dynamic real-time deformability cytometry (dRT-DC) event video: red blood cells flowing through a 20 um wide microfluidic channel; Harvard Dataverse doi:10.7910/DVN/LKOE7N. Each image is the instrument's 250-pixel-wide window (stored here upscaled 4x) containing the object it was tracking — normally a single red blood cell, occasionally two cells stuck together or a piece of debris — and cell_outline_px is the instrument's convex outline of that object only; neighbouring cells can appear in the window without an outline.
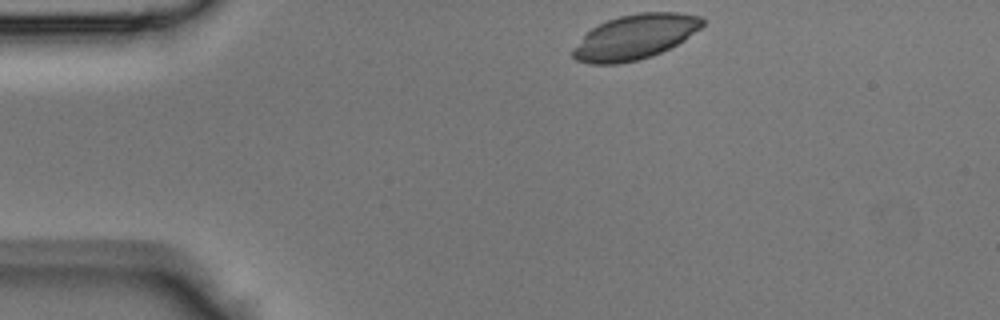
{"species": "Egyptian fruit bat (a non-hibernating species)", "species_latin": "Rousettus aegyptiacus", "temperature_condition": "room temperature", "stored_images_in_passage": 36, "camera_frame_rate_fps": 3000, "um_per_image_px": 0.085, "animal": {"sex": "male"}, "frame": {"image": 1, "passage_image": 1, "time_ms": 0.0, "image_size_px": [1000, 320], "cell_outline_px": [[704, 24], [700, 28], [684, 40], [652, 56], [636, 60], [616, 64], [592, 64], [576, 60], [572, 56], [572, 52], [584, 36], [592, 28], [608, 20], [620, 16], [640, 12], [676, 12], [700, 16], [704, 20]], "centroid_in_image_um": [53.99, 3.13], "position_along_channel_um": 31.0, "area_um2": 33.29}}